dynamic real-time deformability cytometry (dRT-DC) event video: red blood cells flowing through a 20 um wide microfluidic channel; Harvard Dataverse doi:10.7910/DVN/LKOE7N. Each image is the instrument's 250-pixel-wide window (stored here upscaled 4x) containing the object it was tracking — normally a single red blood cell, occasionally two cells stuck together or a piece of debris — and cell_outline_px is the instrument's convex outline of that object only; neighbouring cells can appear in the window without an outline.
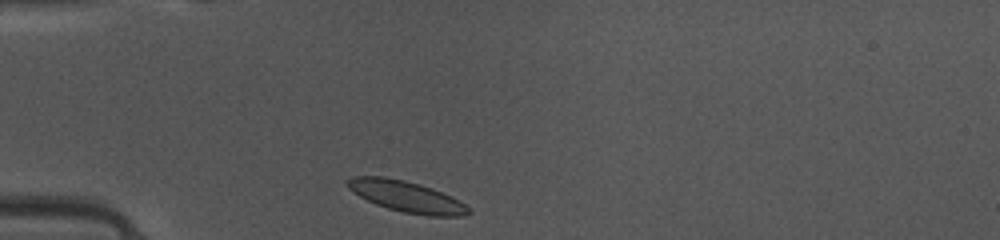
{"species": "common noctule bat (a hibernating species)", "species_latin": "Nyctalus noctula", "temperature_condition": "warm", "stored_images_in_passage": 36, "camera_frame_rate_fps": 3000, "um_per_image_px": 0.085, "animal": {"sex": "female", "body_mass_g": 10.0, "forearm_length_mm": 53.1}, "frame": {"image": 1, "passage_image": 1, "time_ms": 0.0, "image_size_px": [1000, 240], "cell_outline_px": [[472, 212], [460, 216], [428, 216], [404, 212], [388, 208], [376, 204], [360, 196], [348, 188], [344, 184], [344, 180], [352, 176], [384, 176], [404, 180], [420, 184], [432, 188], [452, 196], [464, 204]], "centroid_in_image_um": [34.51, 16.68], "position_along_channel_um": 50.5, "area_um2": 21.91}}
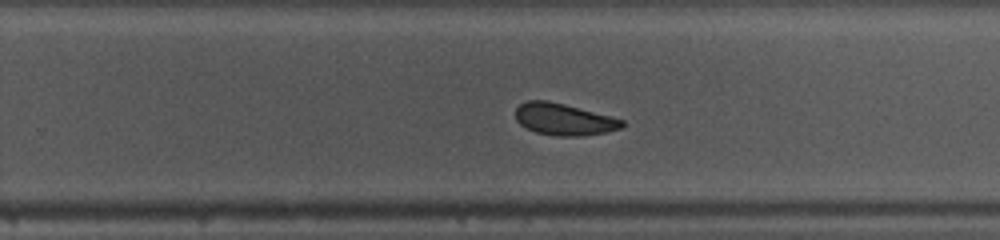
{"frame": {"image": 2, "passage_image": 19, "time_ms": 6.0, "image_size_px": [1000, 240], "cell_outline_px": [[624, 124], [620, 128], [604, 132], [580, 136], [556, 136], [536, 132], [520, 124], [516, 120], [516, 108], [520, 104], [528, 100], [548, 100], [612, 116], [624, 120]], "centroid_in_image_um": [47.92, 10.13], "position_along_channel_um": 281.9, "area_um2": 19.59}}
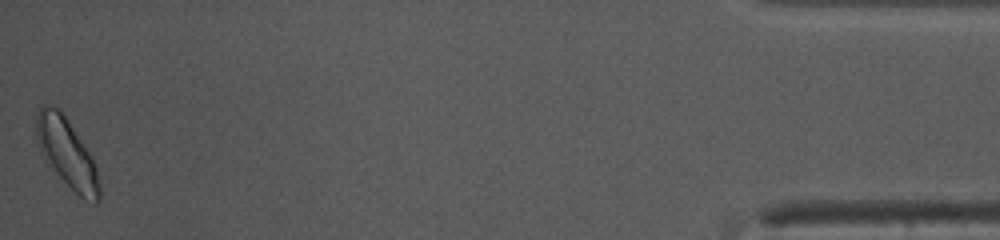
{"frame": {"image": 3, "passage_image": 36, "time_ms": 11.667, "image_size_px": [1000, 240], "cell_outline_px": [[100, 200], [96, 204], [84, 200], [60, 176], [40, 148], [36, 140], [36, 112], [44, 104], [52, 104], [60, 108], [92, 156], [96, 168], [100, 184]], "centroid_in_image_um": [5.71, 12.96], "position_along_channel_um": 429.5, "area_um2": 24.85}, "authors_computed_cell_mechanics": {"area_um2": 20.8658, "velocity_mm_per_s": 4.0944, "shape_relaxation_time_tau1_ms": 3.9243, "shape_relaxation_time_tau2_ms": 3.0641, "deformation_change_tau1": 0.0875, "deformation_change_tau2": 0.0851}}